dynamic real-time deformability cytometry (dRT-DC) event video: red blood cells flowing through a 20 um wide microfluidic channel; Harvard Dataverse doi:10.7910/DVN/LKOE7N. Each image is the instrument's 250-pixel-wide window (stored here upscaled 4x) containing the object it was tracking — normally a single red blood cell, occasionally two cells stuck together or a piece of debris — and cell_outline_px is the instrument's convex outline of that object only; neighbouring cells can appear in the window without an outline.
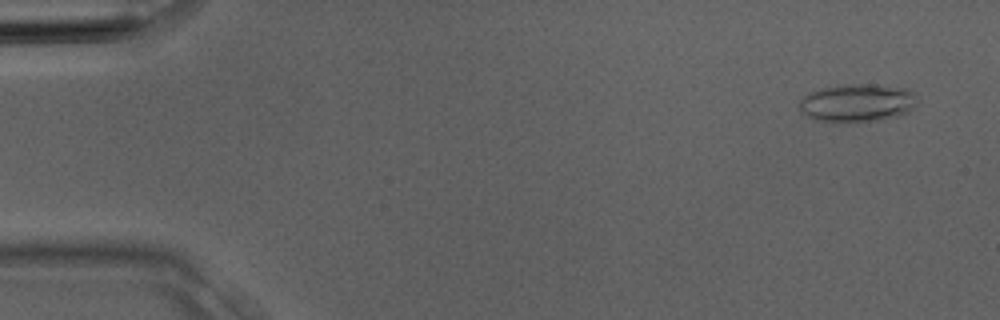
{"species": "Egyptian fruit bat (a non-hibernating species)", "species_latin": "Rousettus aegyptiacus", "temperature_condition": "room temperature", "stored_images_in_passage": 3, "camera_frame_rate_fps": 3000, "um_per_image_px": 0.085, "animal": {"sex": "male"}, "frame": {"image": 1, "passage_image": 1, "time_ms": 0.0, "image_size_px": [1000, 320], "cell_outline_px": [[916, 104], [912, 108], [896, 116], [876, 120], [844, 124], [836, 124], [816, 120], [808, 116], [800, 108], [800, 100], [804, 96], [820, 88], [848, 84], [872, 84], [904, 88], [916, 92]], "centroid_in_image_um": [72.85, 8.76], "position_along_channel_um": 12.1, "area_um2": 26.24}}